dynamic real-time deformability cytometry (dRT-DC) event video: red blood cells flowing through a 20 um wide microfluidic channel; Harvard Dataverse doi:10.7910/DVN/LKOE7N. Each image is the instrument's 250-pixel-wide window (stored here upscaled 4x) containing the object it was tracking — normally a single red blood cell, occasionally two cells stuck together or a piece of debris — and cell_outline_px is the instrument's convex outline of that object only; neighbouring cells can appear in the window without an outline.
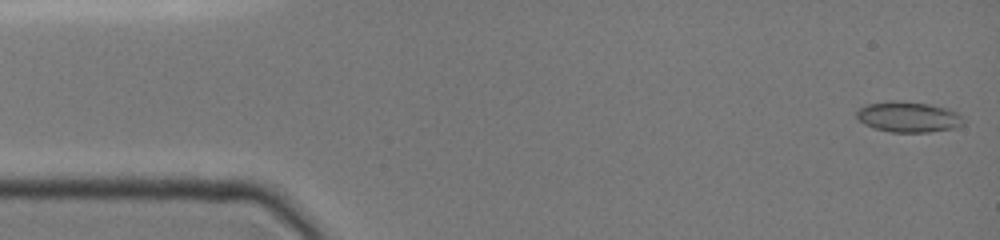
{"species": "common noctule bat (a hibernating species)", "species_latin": "Nyctalus noctula", "temperature_condition": "cold", "stored_images_in_passage": 11, "camera_frame_rate_fps": 3000, "um_per_image_px": 0.085, "animal": {"sex": "female", "body_mass_g": 19.0, "forearm_length_mm": 51.5}, "frame": {"image": 1, "passage_image": 1, "time_ms": 0.0, "image_size_px": [1000, 240], "cell_outline_px": [[964, 124], [956, 128], [932, 132], [892, 132], [876, 128], [864, 124], [856, 116], [856, 112], [860, 108], [868, 104], [892, 100], [928, 104], [948, 108], [964, 116]], "centroid_in_image_um": [77.27, 9.94], "position_along_channel_um": 7.7, "area_um2": 19.07}}
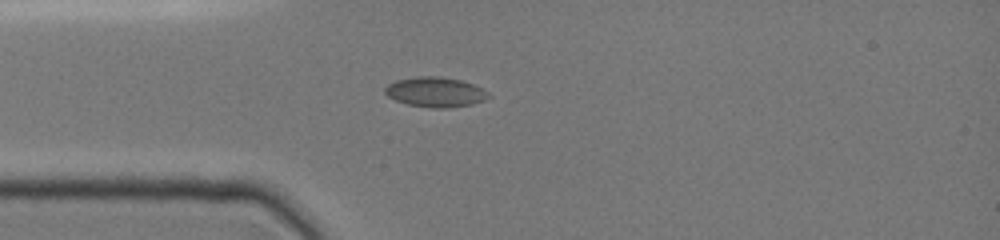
{"frame": {"image": 2, "passage_image": 10, "time_ms": 3.667, "image_size_px": [1000, 240], "cell_outline_px": [[492, 96], [484, 100], [472, 104], [444, 108], [432, 108], [408, 104], [396, 100], [388, 96], [384, 92], [384, 88], [388, 84], [396, 80], [416, 76], [440, 76], [460, 80], [472, 84], [488, 92]], "centroid_in_image_um": [36.99, 7.82], "position_along_channel_um": 48.0, "area_um2": 17.98}}